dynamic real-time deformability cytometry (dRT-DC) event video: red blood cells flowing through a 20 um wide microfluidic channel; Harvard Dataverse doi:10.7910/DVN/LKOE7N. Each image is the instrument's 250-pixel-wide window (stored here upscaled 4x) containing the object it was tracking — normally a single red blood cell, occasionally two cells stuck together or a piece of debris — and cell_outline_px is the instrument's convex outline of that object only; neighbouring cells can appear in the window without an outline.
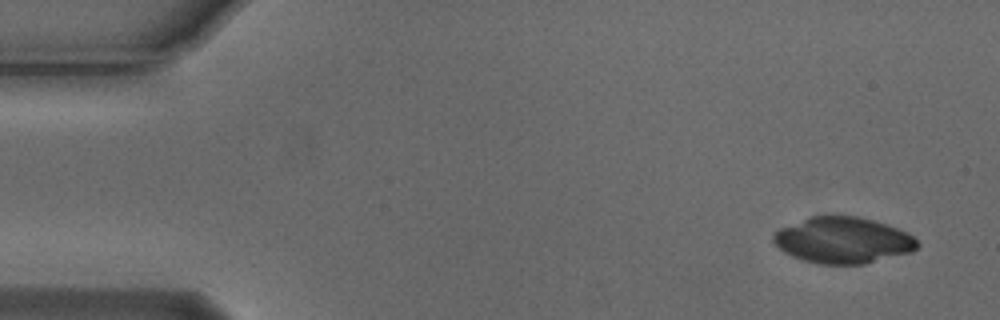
{"species": "Egyptian fruit bat (a non-hibernating species)", "species_latin": "Rousettus aegyptiacus", "temperature_condition": "cold", "stored_images_in_passage": 6, "camera_frame_rate_fps": 3000, "um_per_image_px": 0.085, "animal": {"sex": "male"}, "frame": {"image": 1, "passage_image": 1, "time_ms": 0.0, "image_size_px": [1000, 320], "cell_outline_px": [[920, 244], [912, 252], [864, 264], [820, 264], [800, 260], [784, 252], [772, 240], [772, 232], [780, 228], [812, 216], [856, 216], [888, 224], [908, 232]], "centroid_in_image_um": [71.65, 20.43], "position_along_channel_um": 13.3, "area_um2": 38.78}}
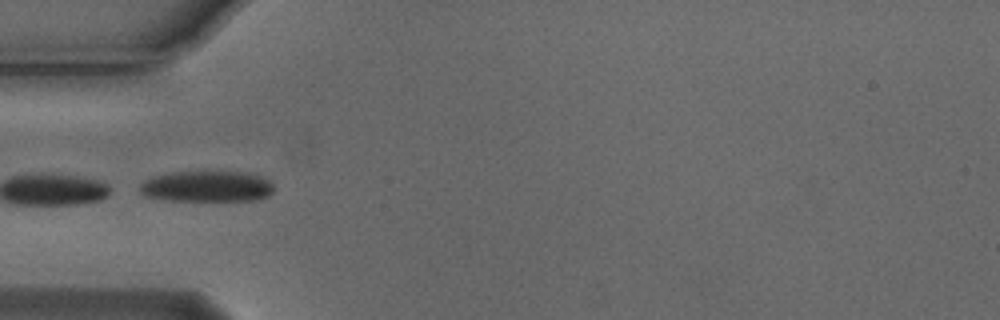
{"frame": {"image": 2, "passage_image": 5, "time_ms": 1.333, "image_size_px": [1000, 320], "cell_outline_px": [[276, 188], [268, 196], [260, 200], [168, 200], [144, 196], [140, 192], [140, 184], [144, 180], [152, 176], [172, 172], [248, 172], [272, 180]], "centroid_in_image_um": [17.63, 15.84], "position_along_channel_um": 67.4, "area_um2": 24.45}}
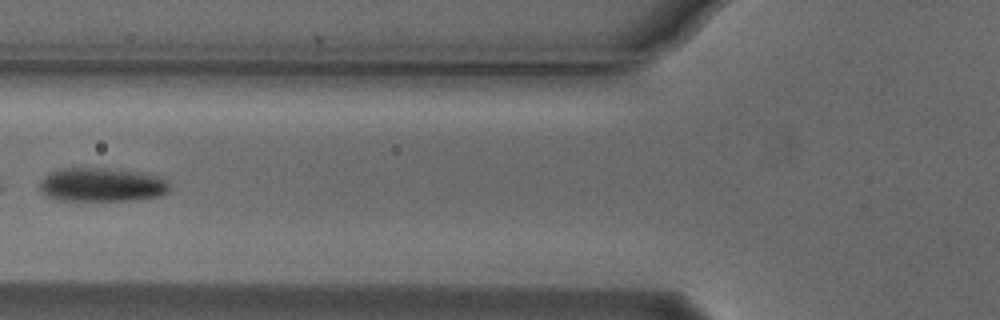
{"frame": {"image": 3, "passage_image": 6, "time_ms": 1.667, "image_size_px": [1000, 320], "cell_outline_px": [[168, 192], [160, 196], [136, 200], [60, 200], [48, 196], [40, 192], [40, 180], [44, 176], [60, 168], [104, 168], [140, 172], [164, 176], [168, 180]], "centroid_in_image_um": [8.69, 15.7], "position_along_channel_um": 117.1, "area_um2": 25.78}}